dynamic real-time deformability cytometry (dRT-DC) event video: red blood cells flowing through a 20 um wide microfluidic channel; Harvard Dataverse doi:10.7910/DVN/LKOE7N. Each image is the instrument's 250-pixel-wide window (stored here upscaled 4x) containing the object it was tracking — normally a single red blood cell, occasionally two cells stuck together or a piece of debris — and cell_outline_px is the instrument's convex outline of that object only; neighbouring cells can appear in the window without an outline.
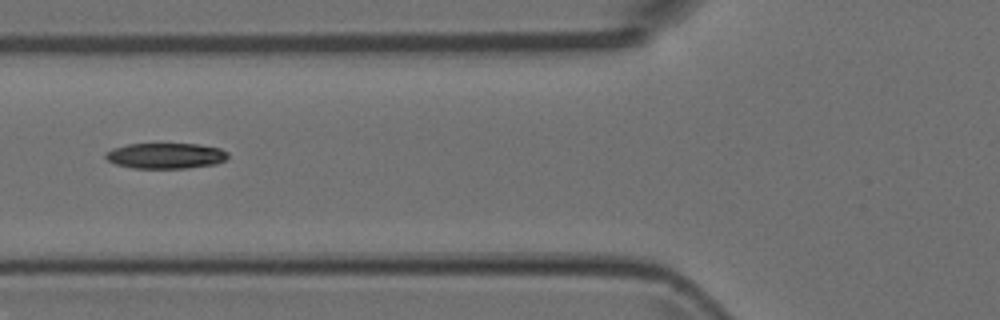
{"species": "Egyptian fruit bat (a non-hibernating species)", "species_latin": "Rousettus aegyptiacus", "temperature_condition": "room temperature", "stored_images_in_passage": 6, "camera_frame_rate_fps": 3000, "um_per_image_px": 0.085, "animal": {"sex": "female"}, "frame": {"image": 1, "passage_image": 2, "time_ms": 0.333, "image_size_px": [1000, 320], "cell_outline_px": [[228, 156], [224, 160], [216, 164], [188, 168], [132, 168], [116, 164], [108, 160], [104, 156], [112, 148], [128, 144], [200, 144], [220, 148], [228, 152]], "centroid_in_image_um": [14.1, 13.24], "position_along_channel_um": 111.7, "area_um2": 18.26}}
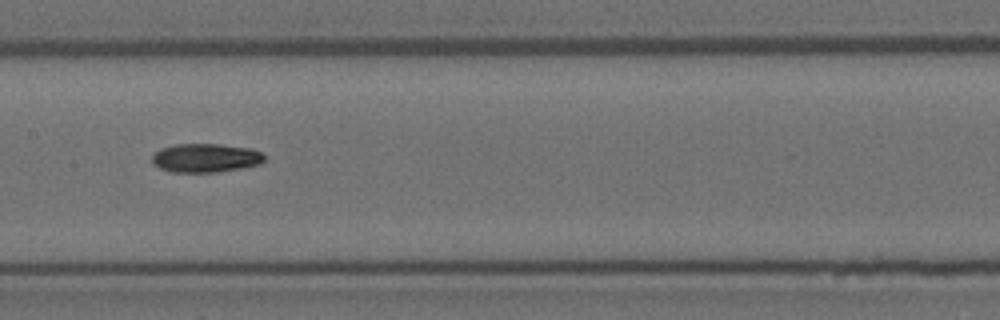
{"frame": {"image": 2, "passage_image": 4, "time_ms": 1.0, "image_size_px": [1000, 320], "cell_outline_px": [[264, 160], [260, 164], [240, 168], [216, 172], [172, 172], [160, 168], [152, 164], [152, 156], [160, 148], [176, 144], [220, 144], [252, 148], [260, 152], [264, 156]], "centroid_in_image_um": [17.46, 13.42], "position_along_channel_um": 189.9, "area_um2": 18.84}}
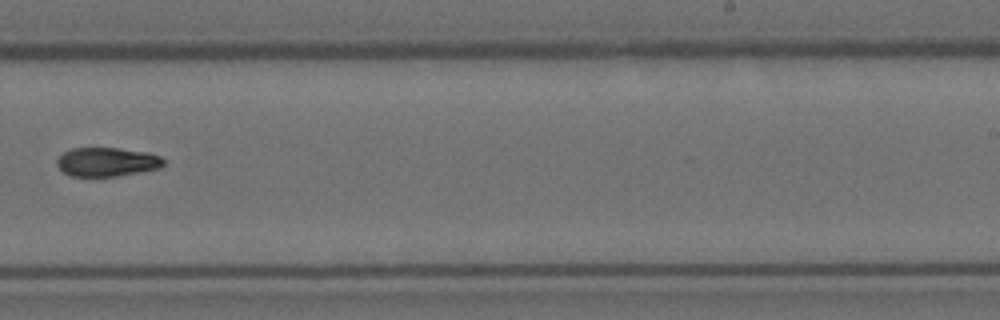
{"frame": {"image": 3, "passage_image": 6, "time_ms": 1.667, "image_size_px": [1000, 320], "cell_outline_px": [[164, 164], [160, 168], [120, 176], [72, 176], [64, 172], [56, 164], [56, 160], [64, 152], [72, 148], [116, 148], [148, 152], [160, 156], [164, 160]], "centroid_in_image_um": [9.11, 13.76], "position_along_channel_um": 279.9, "area_um2": 17.98}}